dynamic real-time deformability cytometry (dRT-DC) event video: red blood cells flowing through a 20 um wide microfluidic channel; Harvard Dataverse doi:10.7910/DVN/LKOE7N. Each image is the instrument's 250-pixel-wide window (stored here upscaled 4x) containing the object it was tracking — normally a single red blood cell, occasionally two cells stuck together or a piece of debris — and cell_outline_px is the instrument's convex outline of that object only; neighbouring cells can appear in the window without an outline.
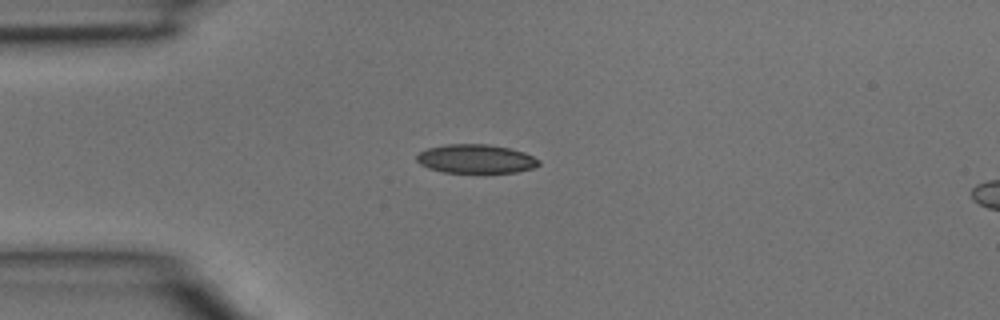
{"species": "common noctule bat (a hibernating species)", "species_latin": "Nyctalus noctula", "temperature_condition": "room temperature", "stored_images_in_passage": 31, "camera_frame_rate_fps": 3000, "um_per_image_px": 0.085, "animal": {"sex": "male", "body_mass_g": 15.6}, "frame": {"image": 1, "passage_image": 1, "time_ms": 0.0, "image_size_px": [1000, 320], "cell_outline_px": [[540, 164], [532, 168], [516, 172], [444, 172], [428, 168], [420, 164], [416, 160], [416, 156], [420, 152], [428, 148], [448, 144], [488, 144], [508, 148], [524, 152], [540, 160]], "centroid_in_image_um": [40.44, 13.5], "position_along_channel_um": 44.6, "area_um2": 20.35}}
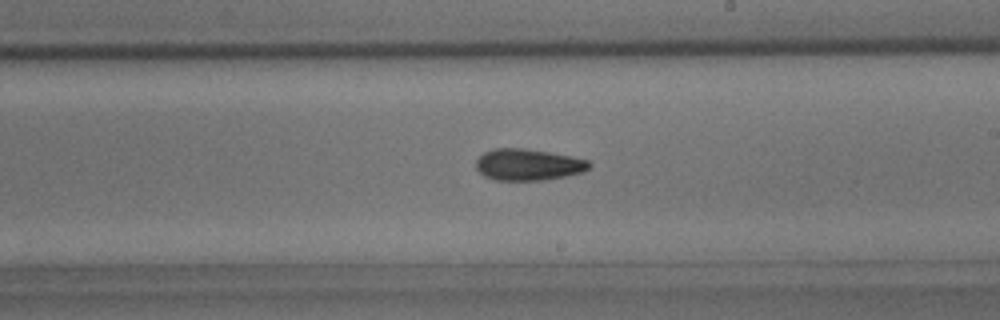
{"frame": {"image": 2, "passage_image": 14, "time_ms": 4.333, "image_size_px": [1000, 320], "cell_outline_px": [[592, 164], [584, 172], [544, 180], [496, 180], [484, 176], [476, 168], [476, 160], [484, 152], [496, 148], [524, 148], [572, 156], [588, 160]], "centroid_in_image_um": [44.9, 13.99], "position_along_channel_um": 244.1, "area_um2": 20.75}}
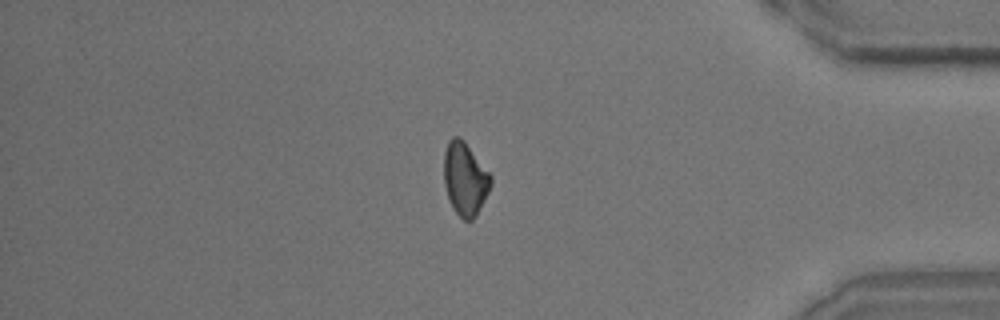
{"frame": {"image": 3, "passage_image": 25, "time_ms": 8.0, "image_size_px": [1000, 320], "cell_outline_px": [[492, 184], [476, 216], [472, 220], [464, 220], [452, 208], [444, 184], [444, 152], [448, 140], [452, 136], [460, 136], [464, 140], [492, 176]], "centroid_in_image_um": [39.52, 15.18], "position_along_channel_um": 395.7, "area_um2": 20.0}}